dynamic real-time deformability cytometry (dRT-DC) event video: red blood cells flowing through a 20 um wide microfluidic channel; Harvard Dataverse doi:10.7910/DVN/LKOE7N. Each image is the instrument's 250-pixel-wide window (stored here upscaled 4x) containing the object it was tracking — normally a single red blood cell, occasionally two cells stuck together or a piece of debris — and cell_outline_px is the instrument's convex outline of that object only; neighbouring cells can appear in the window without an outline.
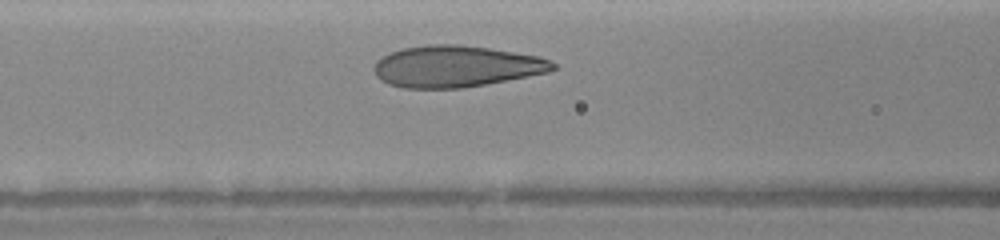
{"species": "human", "species_latin": "Homo sapiens", "temperature_condition": "warm", "stored_images_in_passage": 12, "camera_frame_rate_fps": 3000, "um_per_image_px": 0.085, "donor": {"sex": "female"}, "frame": {"image": 1, "passage_image": 7, "time_ms": 2.0, "image_size_px": [1000, 240], "cell_outline_px": [[556, 68], [548, 72], [528, 76], [484, 84], [460, 88], [404, 88], [388, 84], [380, 80], [376, 76], [376, 60], [392, 52], [404, 48], [428, 44], [456, 44], [488, 48], [540, 56], [552, 60], [556, 64]], "centroid_in_image_um": [38.79, 5.64], "position_along_channel_um": 127.8, "area_um2": 42.95}}
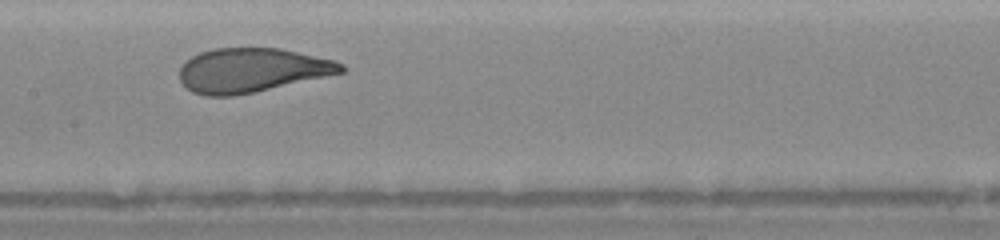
{"frame": {"image": 2, "passage_image": 9, "time_ms": 3.333, "image_size_px": [1000, 240], "cell_outline_px": [[348, 68], [344, 72], [252, 92], [232, 96], [208, 96], [192, 92], [180, 80], [180, 68], [192, 56], [200, 52], [212, 48], [280, 48], [336, 60], [344, 64]], "centroid_in_image_um": [21.42, 5.95], "position_along_channel_um": 186.0, "area_um2": 41.33}}
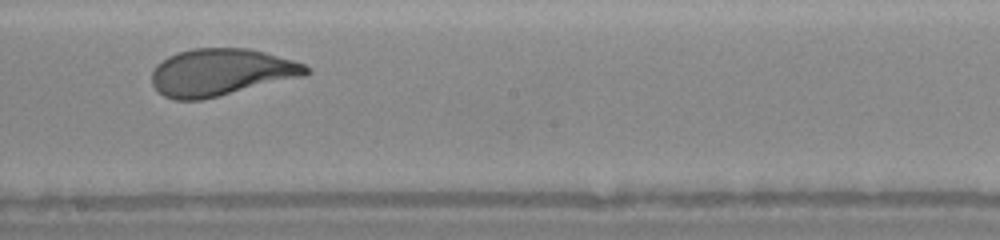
{"frame": {"image": 3, "passage_image": 10, "time_ms": 4.333, "image_size_px": [1000, 240], "cell_outline_px": [[312, 72], [304, 76], [200, 100], [172, 100], [164, 96], [152, 84], [152, 72], [156, 64], [168, 56], [192, 48], [248, 48], [264, 52], [292, 60], [304, 64], [312, 68]], "centroid_in_image_um": [18.78, 6.14], "position_along_channel_um": 229.4, "area_um2": 42.19}}